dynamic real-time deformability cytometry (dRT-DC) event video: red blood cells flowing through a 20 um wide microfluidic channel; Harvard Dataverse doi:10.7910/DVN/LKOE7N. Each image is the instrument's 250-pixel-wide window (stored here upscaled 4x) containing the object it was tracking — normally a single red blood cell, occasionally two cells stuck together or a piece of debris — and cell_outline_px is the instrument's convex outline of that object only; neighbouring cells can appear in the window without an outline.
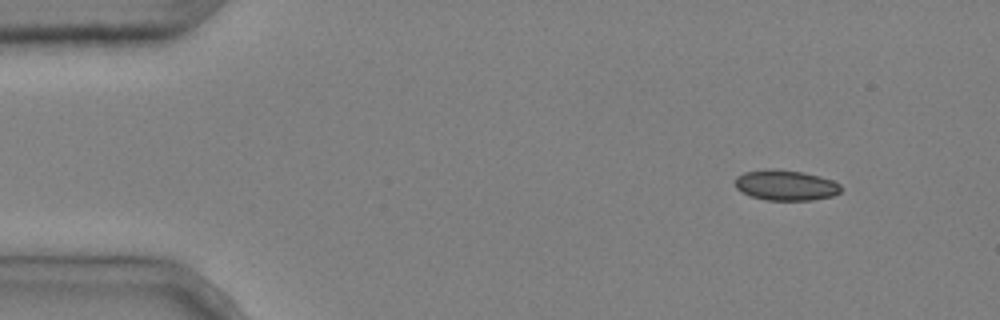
{"species": "common noctule bat (a hibernating species)", "species_latin": "Nyctalus noctula", "temperature_condition": "cold", "stored_images_in_passage": 3, "camera_frame_rate_fps": 3000, "um_per_image_px": 0.085, "animal": {"sex": "male", "body_mass_g": 20.4}, "frame": {"image": 1, "passage_image": 1, "time_ms": 0.0, "image_size_px": [1000, 320], "cell_outline_px": [[840, 192], [832, 196], [812, 200], [768, 200], [752, 196], [740, 192], [736, 188], [732, 180], [736, 176], [744, 172], [764, 168], [776, 168], [804, 172], [820, 176], [832, 180], [840, 184]], "centroid_in_image_um": [66.72, 15.72], "position_along_channel_um": 18.3, "area_um2": 19.13}}
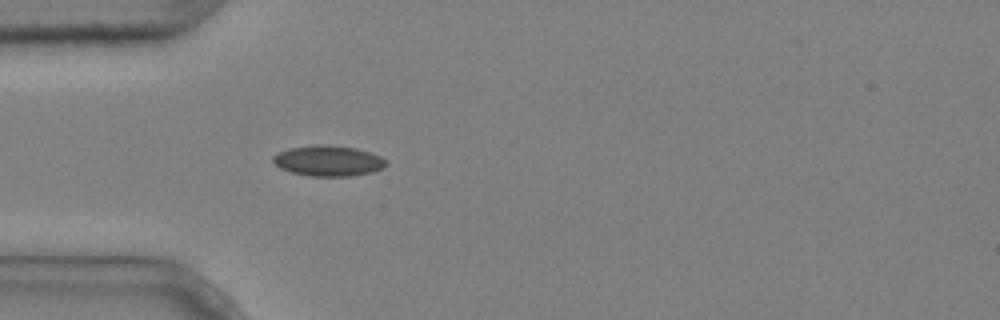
{"frame": {"image": 2, "passage_image": 3, "time_ms": 0.667, "image_size_px": [1000, 320], "cell_outline_px": [[388, 164], [384, 168], [372, 172], [352, 176], [312, 176], [292, 172], [280, 168], [272, 160], [272, 156], [288, 148], [316, 144], [356, 148], [380, 156]], "centroid_in_image_um": [27.91, 13.67], "position_along_channel_um": 57.1, "area_um2": 20.0}}